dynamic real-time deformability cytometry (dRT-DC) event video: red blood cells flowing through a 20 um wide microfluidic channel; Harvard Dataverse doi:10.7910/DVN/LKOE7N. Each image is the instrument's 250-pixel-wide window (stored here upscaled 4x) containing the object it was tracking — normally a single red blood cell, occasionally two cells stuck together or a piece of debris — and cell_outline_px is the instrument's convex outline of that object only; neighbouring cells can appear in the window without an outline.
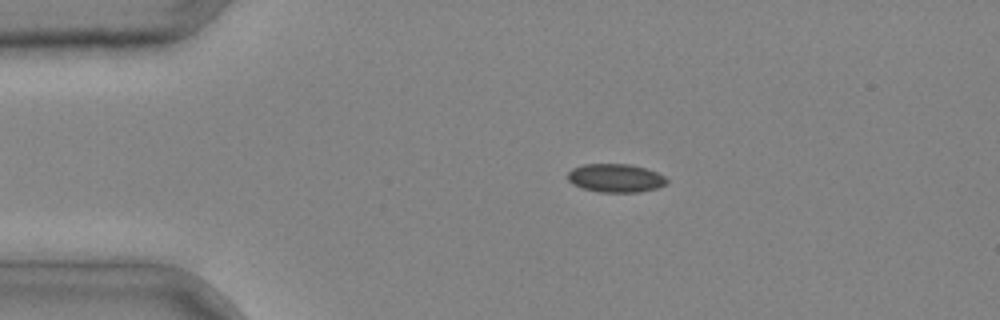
{"species": "common noctule bat (a hibernating species)", "species_latin": "Nyctalus noctula", "temperature_condition": "cold", "stored_images_in_passage": 4, "camera_frame_rate_fps": 3000, "um_per_image_px": 0.085, "animal": {"sex": "male", "body_mass_g": 20.4}, "frame": {"image": 1, "passage_image": 2, "time_ms": 0.333, "image_size_px": [1000, 320], "cell_outline_px": [[668, 180], [664, 184], [656, 188], [640, 192], [600, 192], [580, 188], [572, 184], [568, 180], [568, 172], [572, 168], [584, 164], [628, 164], [644, 168], [656, 172], [664, 176]], "centroid_in_image_um": [52.28, 15.14], "position_along_channel_um": 32.7, "area_um2": 16.36}}